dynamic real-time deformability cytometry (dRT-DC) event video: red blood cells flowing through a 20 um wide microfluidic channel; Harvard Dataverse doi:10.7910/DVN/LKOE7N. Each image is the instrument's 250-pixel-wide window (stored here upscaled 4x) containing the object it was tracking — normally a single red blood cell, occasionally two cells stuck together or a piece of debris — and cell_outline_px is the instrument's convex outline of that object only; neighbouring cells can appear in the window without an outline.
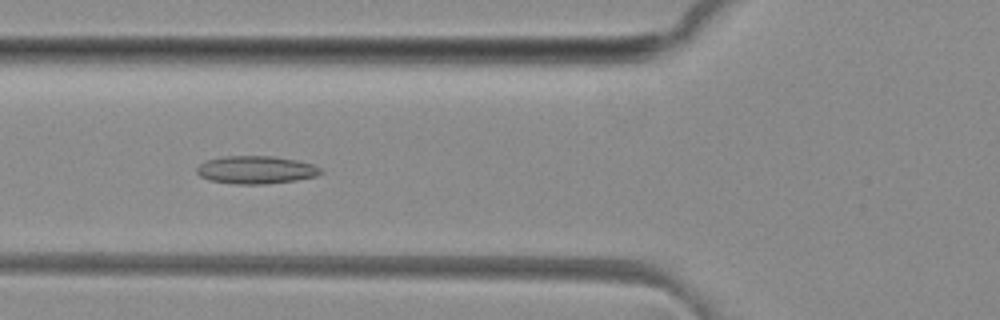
{"species": "common noctule bat (a hibernating species)", "species_latin": "Nyctalus noctula", "temperature_condition": "room temperature", "stored_images_in_passage": 48, "camera_frame_rate_fps": 3000, "um_per_image_px": 0.085, "animal": {"sex": "female", "body_mass_g": 29.2, "forearm_length_mm": 56.3}, "frame": {"image": 1, "passage_image": 16, "time_ms": 5.0, "image_size_px": [1000, 320], "cell_outline_px": [[324, 172], [316, 176], [296, 180], [264, 184], [236, 184], [208, 180], [200, 176], [196, 172], [196, 168], [200, 164], [208, 160], [224, 156], [272, 156], [296, 160], [316, 164], [324, 168]], "centroid_in_image_um": [21.81, 14.43], "position_along_channel_um": 104.0, "area_um2": 20.29}}
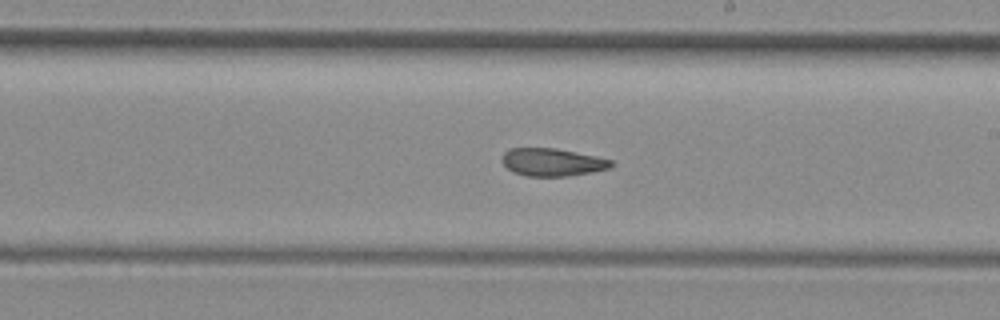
{"frame": {"image": 2, "passage_image": 26, "time_ms": 8.333, "image_size_px": [1000, 320], "cell_outline_px": [[616, 164], [608, 168], [592, 172], [568, 176], [524, 176], [512, 172], [500, 160], [500, 156], [508, 148], [556, 148], [596, 156], [612, 160]], "centroid_in_image_um": [46.91, 13.78], "position_along_channel_um": 242.1, "area_um2": 17.86}}
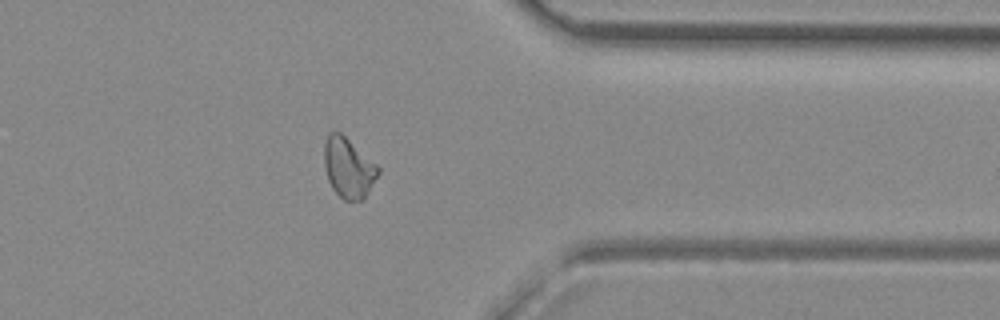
{"frame": {"image": 3, "passage_image": 37, "time_ms": 12.0, "image_size_px": [1000, 320], "cell_outline_px": [[380, 172], [364, 200], [344, 200], [332, 188], [328, 180], [324, 164], [324, 144], [328, 132], [340, 132], [376, 164], [380, 168]], "centroid_in_image_um": [29.61, 14.27], "position_along_channel_um": 381.8, "area_um2": 18.79}, "authors_computed_cell_mechanics": {"area_um2": 19.1607, "velocity_mm_per_s": 4.1483, "shape_relaxation_time_tau1_ms": null, "shape_relaxation_time_tau2_ms": 2.5557, "deformation_change_tau1": null, "deformation_change_tau2": 0.0981}}